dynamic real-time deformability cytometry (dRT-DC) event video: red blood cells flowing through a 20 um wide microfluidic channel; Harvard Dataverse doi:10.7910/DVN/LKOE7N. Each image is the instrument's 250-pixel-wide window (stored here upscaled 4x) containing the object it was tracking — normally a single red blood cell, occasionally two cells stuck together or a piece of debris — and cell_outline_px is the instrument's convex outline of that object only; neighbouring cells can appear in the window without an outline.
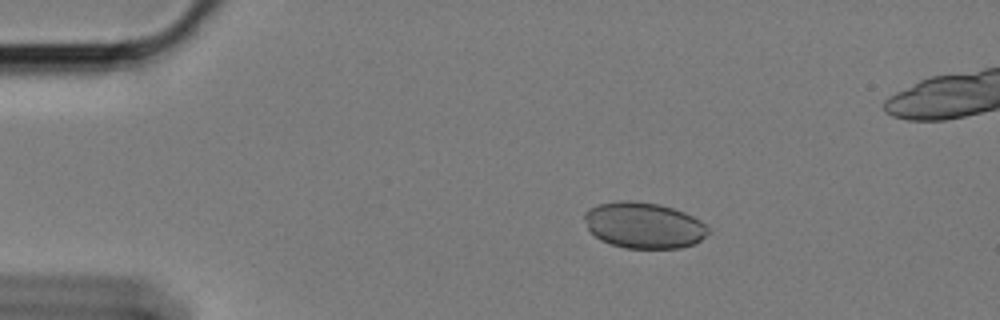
{"species": "Egyptian fruit bat (a non-hibernating species)", "species_latin": "Rousettus aegyptiacus", "temperature_condition": "cold", "stored_images_in_passage": 60, "camera_frame_rate_fps": 3000, "um_per_image_px": 0.085, "animal": {"sex": "female"}, "frame": {"image": 1, "passage_image": 11, "time_ms": 3.333, "image_size_px": [1000, 320], "cell_outline_px": [[708, 232], [700, 240], [692, 244], [680, 248], [624, 248], [600, 240], [588, 228], [584, 216], [584, 212], [588, 208], [596, 204], [620, 200], [632, 200], [660, 204], [684, 212], [700, 220], [708, 228]], "centroid_in_image_um": [54.69, 19.13], "position_along_channel_um": 30.3, "area_um2": 33.12}}
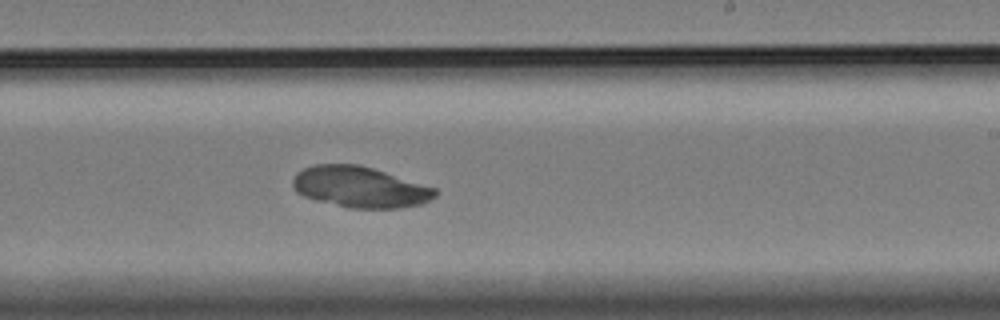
{"frame": {"image": 2, "passage_image": 36, "time_ms": 11.667, "image_size_px": [1000, 320], "cell_outline_px": [[436, 196], [424, 204], [400, 208], [348, 208], [316, 200], [304, 196], [296, 192], [292, 184], [292, 180], [296, 172], [312, 164], [360, 164], [436, 188]], "centroid_in_image_um": [30.58, 15.9], "position_along_channel_um": 258.4, "area_um2": 34.16}}
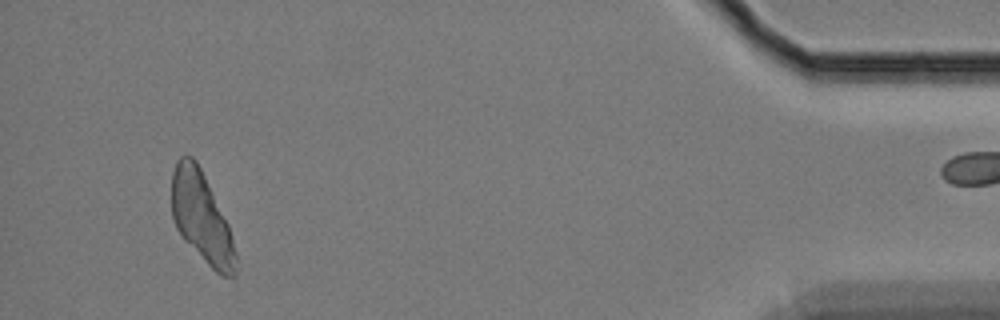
{"frame": {"image": 3, "passage_image": 56, "time_ms": 18.333, "image_size_px": [1000, 320], "cell_outline_px": [[236, 276], [220, 276], [184, 240], [176, 228], [172, 216], [172, 172], [176, 160], [184, 152], [192, 156], [196, 160], [228, 224], [232, 236], [236, 252]], "centroid_in_image_um": [17.12, 18.46], "position_along_channel_um": 418.1, "area_um2": 33.58}}